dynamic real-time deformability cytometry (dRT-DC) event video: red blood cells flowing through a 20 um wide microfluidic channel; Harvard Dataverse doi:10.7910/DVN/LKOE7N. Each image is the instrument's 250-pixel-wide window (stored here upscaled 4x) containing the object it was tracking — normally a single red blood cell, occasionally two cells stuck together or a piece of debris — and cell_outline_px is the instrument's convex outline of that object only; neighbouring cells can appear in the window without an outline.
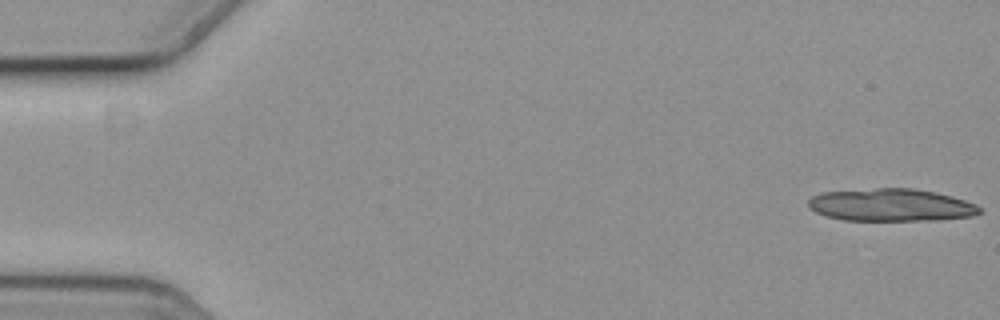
{"species": "common noctule bat (a hibernating species)", "species_latin": "Nyctalus noctula", "temperature_condition": "cold", "stored_images_in_passage": 16, "camera_frame_rate_fps": 3000, "um_per_image_px": 0.085, "animal": {"sex": "female", "body_mass_g": 19.3, "forearm_length_mm": 54.1}, "frame": {"image": 1, "passage_image": 1, "time_ms": 0.0, "image_size_px": [1000, 320], "cell_outline_px": [[980, 212], [972, 216], [928, 220], [844, 220], [828, 216], [816, 212], [808, 204], [808, 200], [812, 196], [824, 192], [876, 188], [912, 188], [952, 196], [976, 204], [980, 208]], "centroid_in_image_um": [75.72, 17.42], "position_along_channel_um": 9.3, "area_um2": 32.02}}